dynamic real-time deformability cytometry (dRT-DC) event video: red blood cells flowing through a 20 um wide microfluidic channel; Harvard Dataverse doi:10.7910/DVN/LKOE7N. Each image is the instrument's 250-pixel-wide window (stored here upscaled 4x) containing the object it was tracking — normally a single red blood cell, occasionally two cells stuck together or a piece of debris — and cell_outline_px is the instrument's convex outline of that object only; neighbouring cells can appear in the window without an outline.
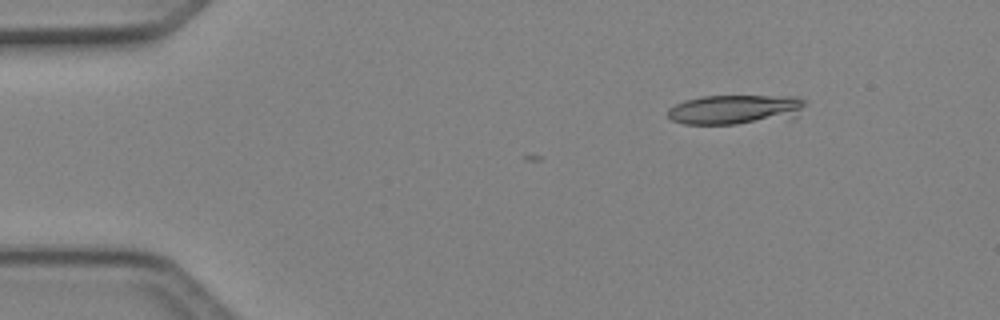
{"species": "Egyptian fruit bat (a non-hibernating species)", "species_latin": "Rousettus aegyptiacus", "temperature_condition": "cold", "stored_images_in_passage": 3, "camera_frame_rate_fps": 3000, "um_per_image_px": 0.085, "animal": {"sex": "female"}, "frame": {"image": 1, "passage_image": 1, "time_ms": 0.0, "image_size_px": [1000, 320], "cell_outline_px": [[808, 104], [796, 116], [736, 124], [684, 124], [672, 120], [668, 116], [668, 108], [684, 100], [700, 96], [796, 96], [804, 100]], "centroid_in_image_um": [62.47, 9.29], "position_along_channel_um": 22.5, "area_um2": 23.58}}